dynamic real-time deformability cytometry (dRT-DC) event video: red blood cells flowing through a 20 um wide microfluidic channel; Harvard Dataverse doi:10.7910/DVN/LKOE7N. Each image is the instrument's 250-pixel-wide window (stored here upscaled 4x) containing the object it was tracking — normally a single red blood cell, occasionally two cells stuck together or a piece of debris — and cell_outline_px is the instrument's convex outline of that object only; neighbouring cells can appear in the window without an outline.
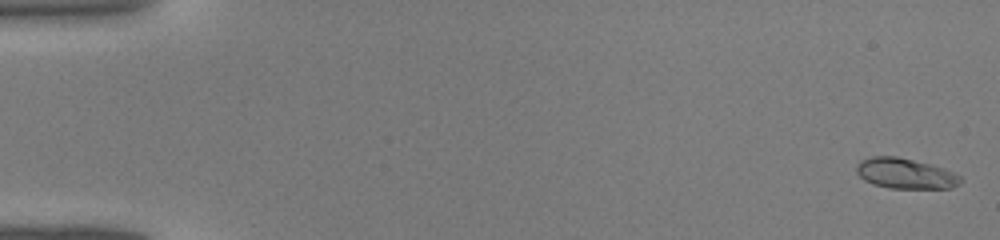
{"species": "common noctule bat (a hibernating species)", "species_latin": "Nyctalus noctula", "temperature_condition": "warm", "stored_images_in_passage": 43, "camera_frame_rate_fps": 3000, "um_per_image_px": 0.085, "animal": {"sex": "male", "body_mass_g": 19.0, "forearm_length_mm": 50.8}, "frame": {"image": 1, "passage_image": 1, "time_ms": 0.0, "image_size_px": [1000, 240], "cell_outline_px": [[964, 180], [960, 184], [952, 188], [888, 188], [872, 184], [864, 180], [856, 172], [856, 164], [860, 160], [872, 156], [896, 156], [944, 168], [960, 176]], "centroid_in_image_um": [76.94, 14.75], "position_along_channel_um": 8.1, "area_um2": 18.5}}
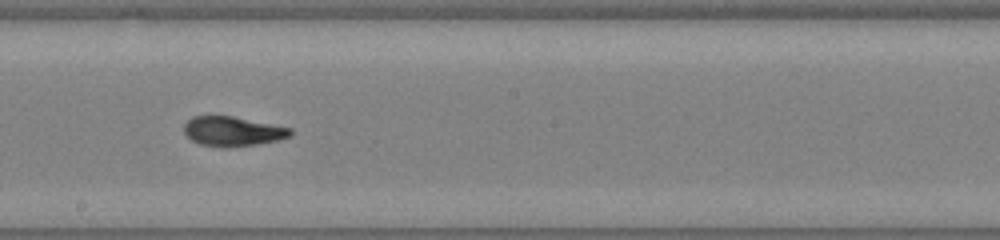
{"frame": {"image": 2, "passage_image": 25, "time_ms": 8.0, "image_size_px": [1000, 240], "cell_outline_px": [[292, 136], [276, 140], [256, 144], [228, 148], [220, 148], [200, 144], [192, 140], [184, 132], [184, 124], [192, 116], [208, 112], [232, 116], [292, 128]], "centroid_in_image_um": [19.71, 11.13], "position_along_channel_um": 228.5, "area_um2": 18.96}}
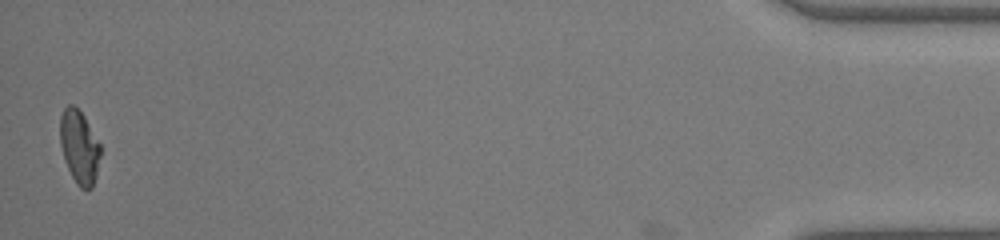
{"frame": {"image": 3, "passage_image": 43, "time_ms": 14.0, "image_size_px": [1000, 240], "cell_outline_px": [[100, 156], [96, 176], [92, 188], [88, 192], [80, 188], [76, 184], [64, 160], [60, 144], [60, 116], [64, 108], [68, 104], [72, 104], [84, 116], [100, 144]], "centroid_in_image_um": [6.73, 12.53], "position_along_channel_um": 428.5, "area_um2": 17.34}}